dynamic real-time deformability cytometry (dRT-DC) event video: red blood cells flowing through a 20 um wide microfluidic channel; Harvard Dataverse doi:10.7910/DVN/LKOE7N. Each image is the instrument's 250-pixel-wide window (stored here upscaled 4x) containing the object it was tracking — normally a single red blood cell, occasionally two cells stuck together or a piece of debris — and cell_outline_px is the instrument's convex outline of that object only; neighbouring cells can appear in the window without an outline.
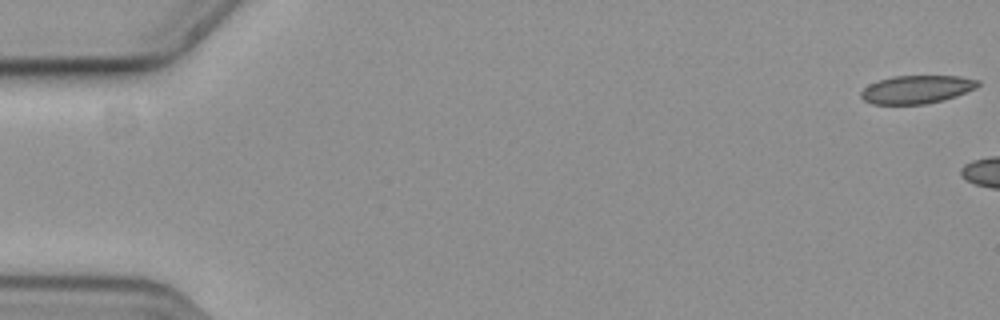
{"species": "common noctule bat (a hibernating species)", "species_latin": "Nyctalus noctula", "temperature_condition": "cold", "stored_images_in_passage": 18, "camera_frame_rate_fps": 3000, "um_per_image_px": 0.085, "animal": {"sex": "female", "body_mass_g": 19.3, "forearm_length_mm": 54.1}, "frame": {"image": 1, "passage_image": 1, "time_ms": 0.0, "image_size_px": [1000, 320], "cell_outline_px": [[980, 84], [976, 88], [956, 96], [944, 100], [924, 104], [872, 104], [864, 100], [860, 96], [860, 92], [868, 84], [892, 76], [960, 76], [980, 80]], "centroid_in_image_um": [77.92, 7.6], "position_along_channel_um": 7.1, "area_um2": 19.25}}